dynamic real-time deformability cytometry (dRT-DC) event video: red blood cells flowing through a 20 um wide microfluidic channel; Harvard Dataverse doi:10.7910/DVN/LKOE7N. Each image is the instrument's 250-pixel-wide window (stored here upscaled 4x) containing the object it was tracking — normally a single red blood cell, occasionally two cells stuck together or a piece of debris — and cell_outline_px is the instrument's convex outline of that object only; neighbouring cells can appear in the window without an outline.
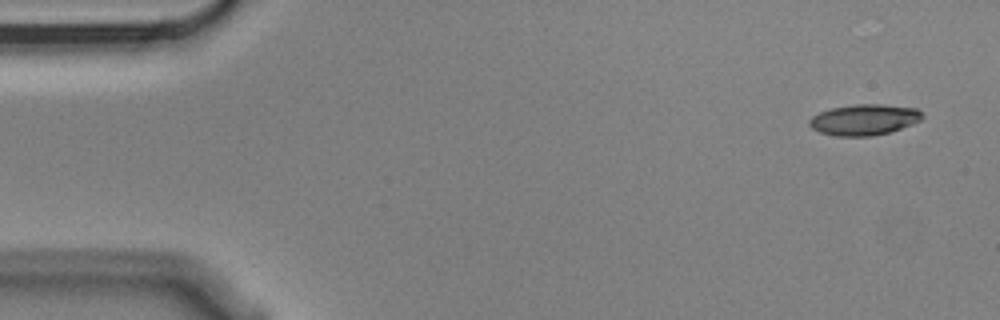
{"species": "Egyptian fruit bat (a non-hibernating species)", "species_latin": "Rousettus aegyptiacus", "temperature_condition": "cold", "stored_images_in_passage": 7, "camera_frame_rate_fps": 3000, "um_per_image_px": 0.085, "animal": {"sex": "male"}, "frame": {"image": 1, "passage_image": 1, "time_ms": 0.0, "image_size_px": [1000, 320], "cell_outline_px": [[924, 116], [920, 120], [912, 124], [888, 132], [872, 136], [836, 136], [820, 132], [812, 128], [808, 124], [808, 120], [812, 116], [820, 112], [832, 108], [856, 104], [880, 104], [916, 108]], "centroid_in_image_um": [73.43, 10.17], "position_along_channel_um": 11.6, "area_um2": 20.17}}
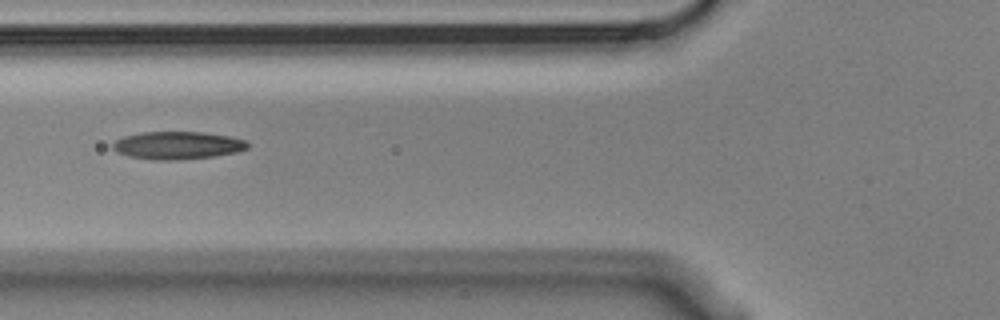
{"frame": {"image": 2, "passage_image": 6, "time_ms": 1.667, "image_size_px": [1000, 320], "cell_outline_px": [[248, 148], [236, 152], [212, 156], [176, 160], [156, 160], [128, 156], [116, 152], [112, 148], [112, 144], [116, 140], [124, 136], [144, 132], [204, 132], [232, 136], [244, 140], [248, 144]], "centroid_in_image_um": [15.08, 12.35], "position_along_channel_um": 110.7, "area_um2": 21.73}}
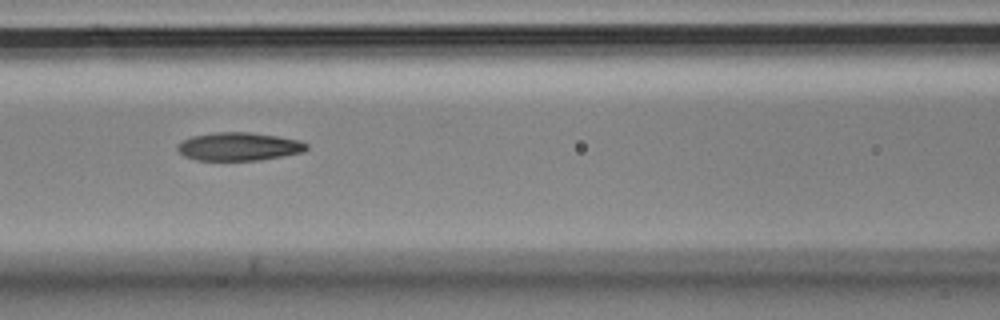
{"frame": {"image": 3, "passage_image": 7, "time_ms": 2.0, "image_size_px": [1000, 320], "cell_outline_px": [[308, 148], [304, 152], [284, 156], [260, 160], [196, 160], [184, 156], [176, 148], [176, 144], [192, 136], [212, 132], [248, 132], [276, 136], [300, 140], [308, 144]], "centroid_in_image_um": [20.31, 12.45], "position_along_channel_um": 146.3, "area_um2": 21.33}}